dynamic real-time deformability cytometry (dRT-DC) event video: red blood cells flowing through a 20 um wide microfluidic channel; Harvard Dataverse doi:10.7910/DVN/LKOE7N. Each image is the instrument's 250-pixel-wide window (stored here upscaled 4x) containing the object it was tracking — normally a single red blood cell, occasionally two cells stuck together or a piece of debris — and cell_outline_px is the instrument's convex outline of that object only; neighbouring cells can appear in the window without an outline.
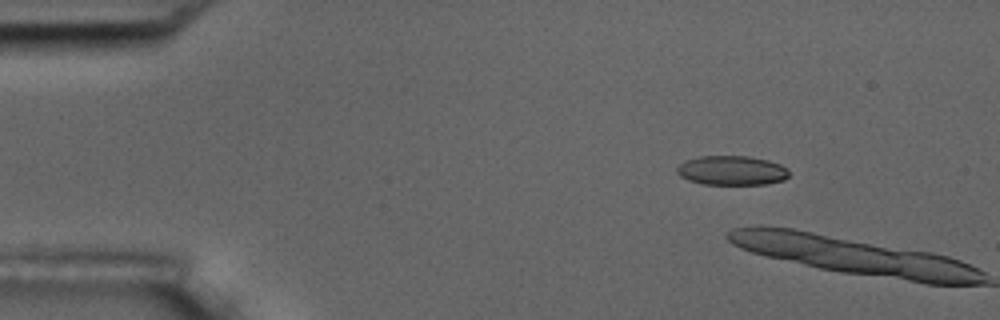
{"species": "common noctule bat (a hibernating species)", "species_latin": "Nyctalus noctula", "temperature_condition": "room temperature", "stored_images_in_passage": 10, "camera_frame_rate_fps": 3000, "um_per_image_px": 0.085, "animal": {"sex": "male", "body_mass_g": 17.5, "forearm_length_mm": 52.3}, "frame": {"image": 1, "passage_image": 2, "time_ms": 1.333, "image_size_px": [1000, 320], "cell_outline_px": [[788, 176], [784, 180], [768, 184], [704, 184], [688, 180], [680, 176], [676, 172], [676, 168], [684, 160], [700, 156], [748, 156], [768, 160], [780, 164], [788, 168]], "centroid_in_image_um": [62.2, 14.48], "position_along_channel_um": 22.8, "area_um2": 19.31}}
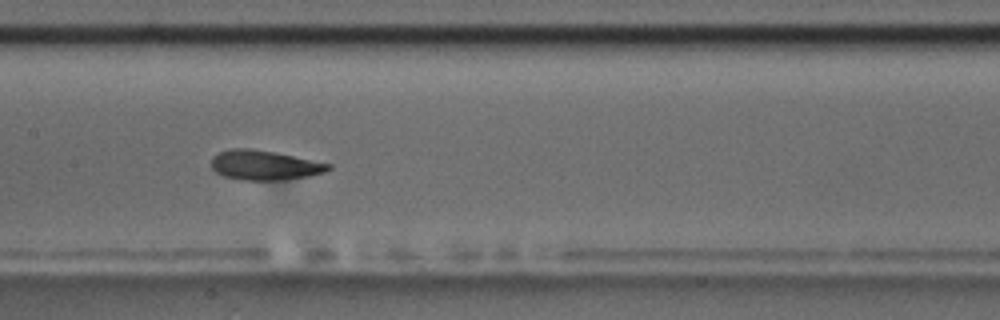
{"frame": {"image": 2, "passage_image": 9, "time_ms": 11.0, "image_size_px": [1000, 320], "cell_outline_px": [[332, 168], [324, 172], [308, 176], [280, 180], [244, 180], [224, 176], [216, 172], [212, 168], [212, 156], [216, 152], [232, 148], [252, 148], [276, 152], [332, 164]], "centroid_in_image_um": [22.47, 14.02], "position_along_channel_um": 184.9, "area_um2": 20.35}}
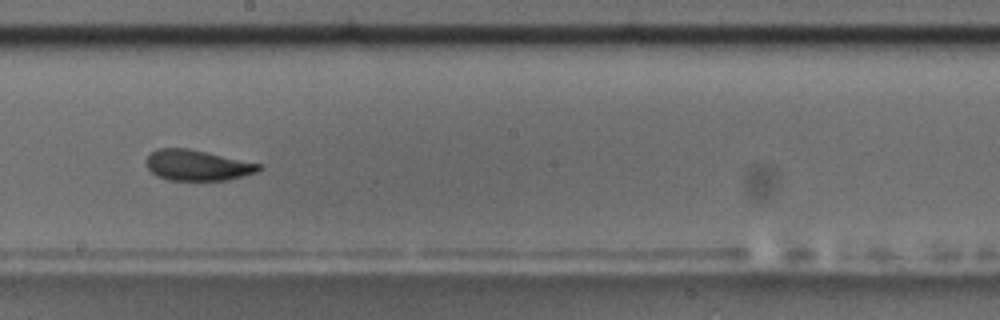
{"frame": {"image": 3, "passage_image": 10, "time_ms": 12.333, "image_size_px": [1000, 320], "cell_outline_px": [[260, 168], [256, 172], [244, 176], [228, 180], [168, 180], [152, 172], [148, 168], [148, 156], [156, 148], [188, 148], [260, 164]], "centroid_in_image_um": [16.77, 14.05], "position_along_channel_um": 231.4, "area_um2": 19.71}}